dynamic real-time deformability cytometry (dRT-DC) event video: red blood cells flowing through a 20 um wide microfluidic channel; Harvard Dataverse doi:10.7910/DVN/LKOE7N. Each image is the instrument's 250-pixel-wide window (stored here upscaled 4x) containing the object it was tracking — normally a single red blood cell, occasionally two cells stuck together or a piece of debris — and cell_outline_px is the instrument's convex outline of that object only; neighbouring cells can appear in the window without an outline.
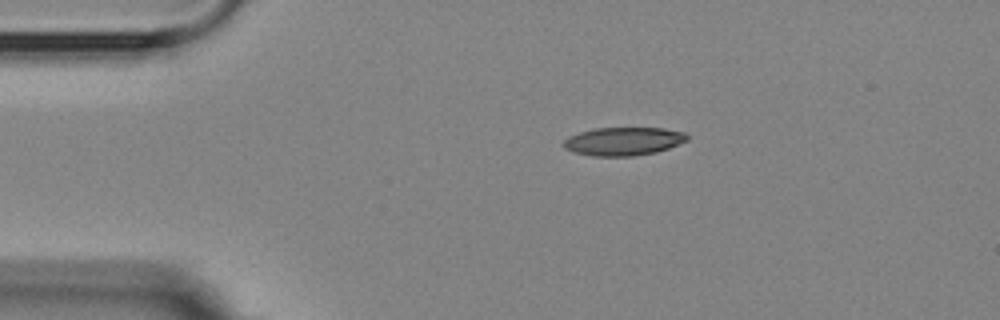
{"species": "Egyptian fruit bat (a non-hibernating species)", "species_latin": "Rousettus aegyptiacus", "temperature_condition": "room temperature", "stored_images_in_passage": 3, "camera_frame_rate_fps": 3000, "um_per_image_px": 0.085, "animal": {"sex": "female"}, "frame": {"image": 1, "passage_image": 1, "time_ms": 0.0, "image_size_px": [1000, 320], "cell_outline_px": [[688, 140], [668, 148], [656, 152], [632, 156], [592, 156], [576, 152], [564, 148], [564, 140], [568, 136], [580, 132], [596, 128], [664, 128], [684, 132], [688, 136]], "centroid_in_image_um": [53.0, 12.01], "position_along_channel_um": 32.0, "area_um2": 20.23}}
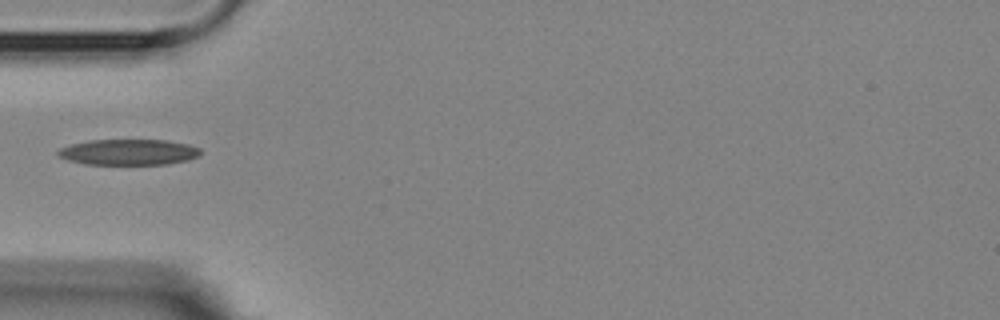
{"frame": {"image": 2, "passage_image": 3, "time_ms": 2.333, "image_size_px": [1000, 320], "cell_outline_px": [[200, 156], [188, 160], [168, 164], [84, 164], [68, 160], [56, 156], [56, 152], [60, 148], [72, 144], [88, 140], [168, 140], [188, 144], [200, 148]], "centroid_in_image_um": [10.93, 12.93], "position_along_channel_um": 74.1, "area_um2": 21.56}}